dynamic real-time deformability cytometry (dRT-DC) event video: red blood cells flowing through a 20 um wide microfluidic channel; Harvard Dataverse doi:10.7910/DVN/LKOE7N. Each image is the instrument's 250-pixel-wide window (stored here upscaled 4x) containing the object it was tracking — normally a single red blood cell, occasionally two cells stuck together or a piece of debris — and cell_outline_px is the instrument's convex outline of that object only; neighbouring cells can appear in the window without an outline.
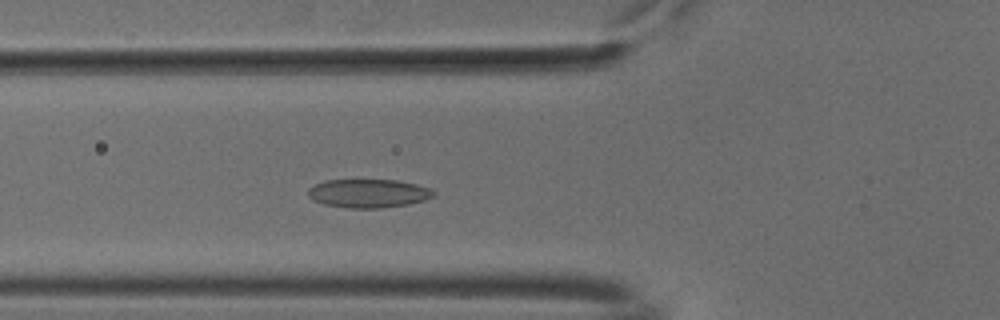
{"species": "common noctule bat (a hibernating species)", "species_latin": "Nyctalus noctula", "temperature_condition": "cold", "stored_images_in_passage": 46, "camera_frame_rate_fps": 3000, "um_per_image_px": 0.085, "animal": {"sex": "male", "body_mass_g": 18.8}, "frame": {"image": 1, "passage_image": 12, "time_ms": 3.667, "image_size_px": [1000, 320], "cell_outline_px": [[436, 192], [432, 196], [424, 200], [408, 204], [380, 208], [348, 208], [324, 204], [312, 200], [308, 196], [308, 188], [324, 180], [396, 180], [416, 184], [432, 188]], "centroid_in_image_um": [31.3, 16.43], "position_along_channel_um": 94.5, "area_um2": 20.92}}
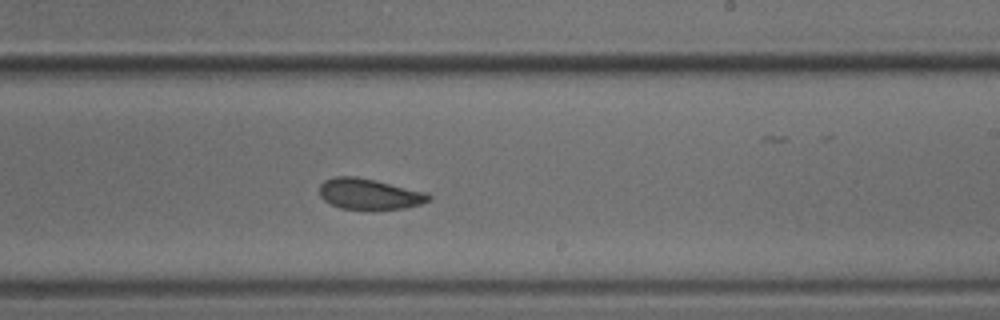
{"frame": {"image": 2, "passage_image": 25, "time_ms": 8.0, "image_size_px": [1000, 320], "cell_outline_px": [[432, 200], [420, 204], [404, 208], [372, 212], [340, 208], [324, 200], [320, 196], [320, 184], [324, 180], [336, 176], [356, 176], [376, 180], [428, 192], [432, 196]], "centroid_in_image_um": [31.43, 16.52], "position_along_channel_um": 257.6, "area_um2": 20.4}}
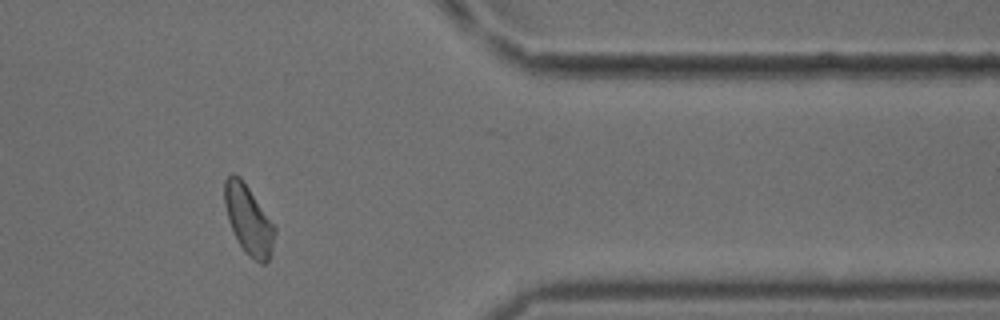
{"frame": {"image": 3, "passage_image": 37, "time_ms": 12.0, "image_size_px": [1000, 320], "cell_outline_px": [[276, 232], [272, 248], [268, 260], [264, 264], [260, 264], [248, 256], [244, 252], [228, 220], [224, 204], [224, 180], [232, 172], [240, 176], [276, 224]], "centroid_in_image_um": [21.14, 18.66], "position_along_channel_um": 390.3, "area_um2": 20.52}, "authors_computed_cell_mechanics": {"area_um2": 20.3456, "velocity_mm_per_s": 3.7618, "shape_relaxation_time_tau1_ms": 3.4934, "shape_relaxation_time_tau2_ms": 3.1872, "deformation_change_tau1": 0.0953, "deformation_change_tau2": 0.0786}}